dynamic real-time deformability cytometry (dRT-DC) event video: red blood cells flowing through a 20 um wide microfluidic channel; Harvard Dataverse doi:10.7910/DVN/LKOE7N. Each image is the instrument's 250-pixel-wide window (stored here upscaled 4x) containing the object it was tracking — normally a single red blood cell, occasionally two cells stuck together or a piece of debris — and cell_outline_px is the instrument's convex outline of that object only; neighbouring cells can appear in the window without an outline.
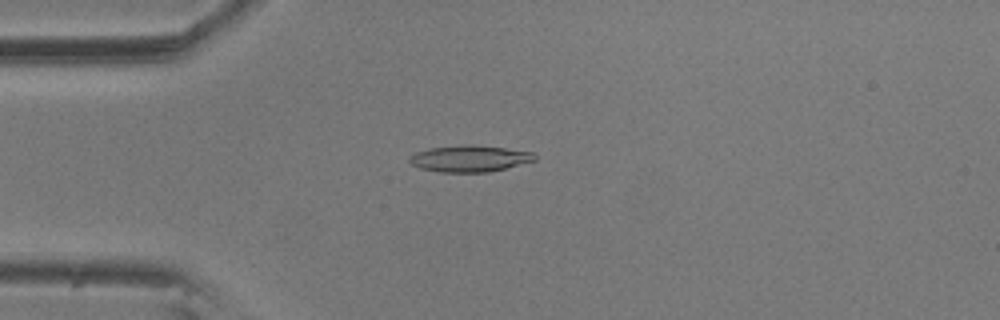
{"species": "common noctule bat (a hibernating species)", "species_latin": "Nyctalus noctula", "temperature_condition": "room temperature", "stored_images_in_passage": 56, "camera_frame_rate_fps": 3000, "um_per_image_px": 0.085, "animal": {"sex": "male", "body_mass_g": 20.5, "forearm_length_mm": 52.5}, "frame": {"image": 1, "passage_image": 14, "time_ms": 4.333, "image_size_px": [1000, 320], "cell_outline_px": [[536, 160], [488, 172], [440, 172], [420, 168], [412, 164], [408, 160], [408, 156], [416, 152], [428, 148], [460, 144], [472, 144], [504, 148], [532, 152], [536, 156]], "centroid_in_image_um": [39.86, 13.46], "position_along_channel_um": 45.1, "area_um2": 19.36}}
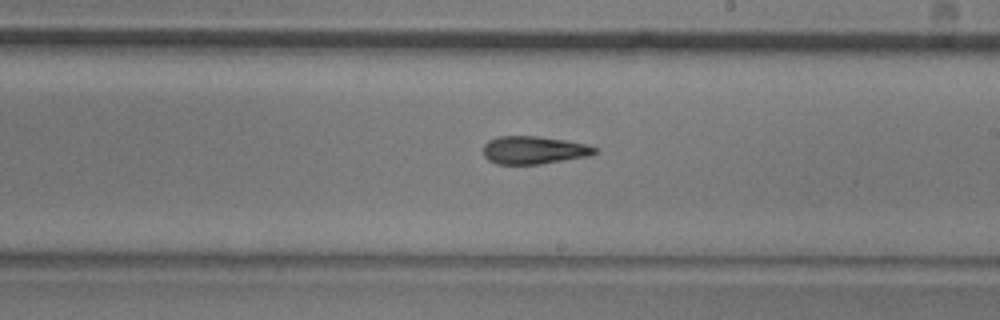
{"frame": {"image": 2, "passage_image": 32, "time_ms": 10.333, "image_size_px": [1000, 320], "cell_outline_px": [[596, 152], [588, 156], [540, 164], [496, 164], [488, 160], [484, 156], [484, 144], [488, 140], [496, 136], [536, 136], [564, 140], [584, 144], [596, 148]], "centroid_in_image_um": [45.31, 12.76], "position_along_channel_um": 243.7, "area_um2": 17.98}}
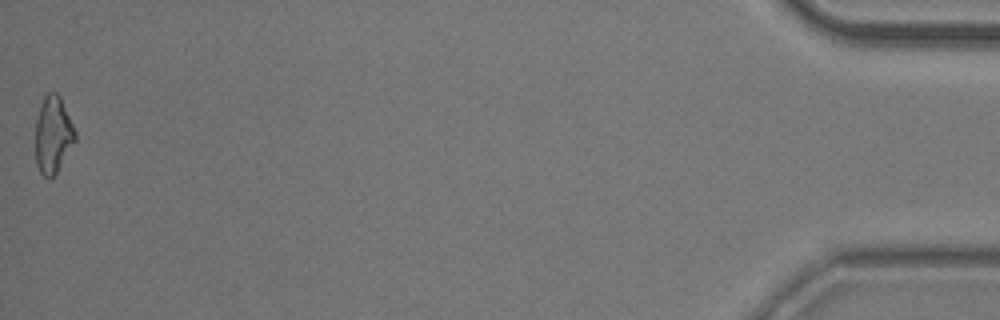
{"frame": {"image": 3, "passage_image": 56, "time_ms": 18.333, "image_size_px": [1000, 320], "cell_outline_px": [[76, 140], [56, 172], [48, 180], [40, 172], [36, 164], [36, 120], [44, 96], [48, 92], [56, 92], [60, 96], [76, 132]], "centroid_in_image_um": [4.51, 11.45], "position_along_channel_um": 430.7, "area_um2": 17.57}, "authors_computed_cell_mechanics": {"area_um2": 18.2648, "velocity_mm_per_s": 3.5644, "shape_relaxation_time_tau1_ms": 5.8237, "shape_relaxation_time_tau2_ms": 3.8284, "deformation_change_tau1": 0.1717, "deformation_change_tau2": 0.1269}}